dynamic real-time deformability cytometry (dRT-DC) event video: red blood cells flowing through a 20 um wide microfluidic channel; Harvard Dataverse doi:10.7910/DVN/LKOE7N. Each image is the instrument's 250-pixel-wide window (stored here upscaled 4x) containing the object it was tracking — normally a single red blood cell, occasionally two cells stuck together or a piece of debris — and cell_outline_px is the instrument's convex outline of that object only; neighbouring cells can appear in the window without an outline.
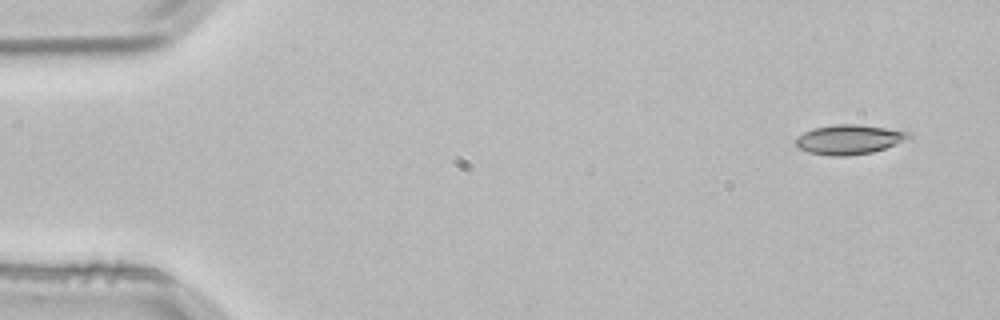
{"species": "common noctule bat (a hibernating species)", "species_latin": "Nyctalus noctula", "temperature_condition": "room temperature", "stored_images_in_passage": 3, "camera_frame_rate_fps": 3000, "um_per_image_px": 0.085, "animal": {"sex": "male", "body_mass_g": 21.5, "forearm_length_mm": 52.0}, "frame": {"image": 1, "passage_image": 1, "time_ms": 0.0, "image_size_px": [1000, 320], "cell_outline_px": [[912, 136], [896, 144], [872, 152], [848, 156], [832, 156], [808, 152], [796, 148], [796, 136], [812, 128], [836, 124], [856, 124], [884, 128], [908, 132]], "centroid_in_image_um": [72.1, 11.86], "position_along_channel_um": 12.9, "area_um2": 19.36}}